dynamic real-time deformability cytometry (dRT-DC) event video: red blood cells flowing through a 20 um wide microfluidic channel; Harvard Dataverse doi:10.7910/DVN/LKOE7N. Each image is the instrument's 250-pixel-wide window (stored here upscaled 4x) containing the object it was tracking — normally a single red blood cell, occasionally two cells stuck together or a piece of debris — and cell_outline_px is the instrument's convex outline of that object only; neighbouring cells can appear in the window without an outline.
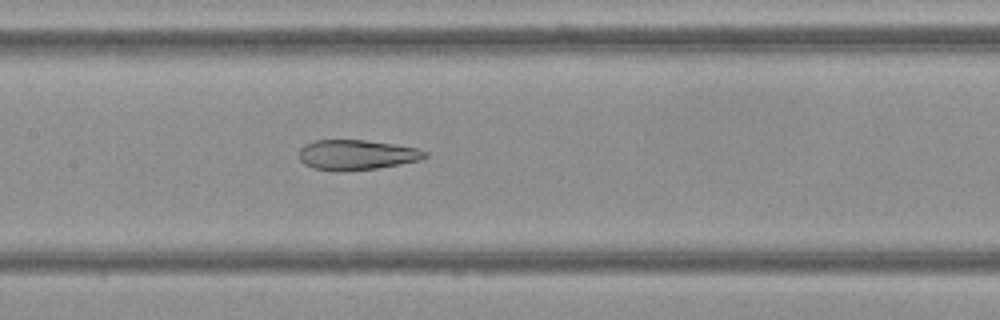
{"species": "Egyptian fruit bat (a non-hibernating species)", "species_latin": "Rousettus aegyptiacus", "temperature_condition": "cold", "stored_images_in_passage": 43, "camera_frame_rate_fps": 3000, "um_per_image_px": 0.085, "frame": {"image": 1, "passage_image": 15, "time_ms": 4.667, "image_size_px": [1000, 320], "cell_outline_px": [[428, 156], [420, 160], [400, 164], [376, 168], [336, 172], [312, 168], [304, 164], [300, 160], [300, 148], [304, 144], [316, 140], [368, 140], [420, 148], [428, 152]], "centroid_in_image_um": [30.33, 13.16], "position_along_channel_um": 177.1, "area_um2": 22.31}}
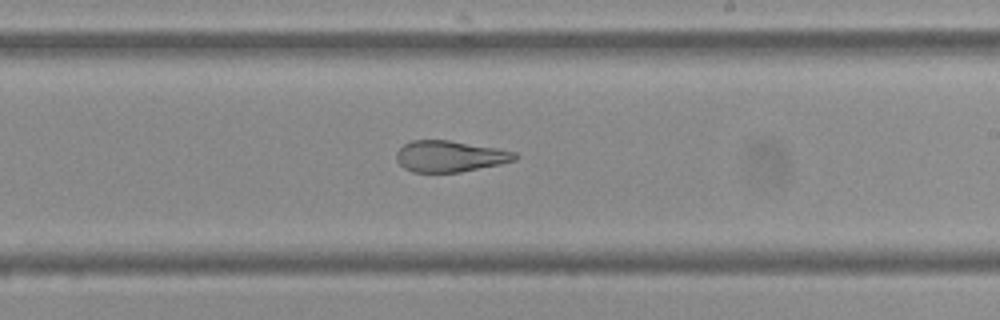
{"frame": {"image": 2, "passage_image": 21, "time_ms": 6.667, "image_size_px": [1000, 320], "cell_outline_px": [[520, 156], [516, 160], [500, 164], [460, 172], [412, 172], [404, 168], [396, 160], [396, 152], [404, 144], [412, 140], [448, 140], [496, 148], [516, 152]], "centroid_in_image_um": [38.24, 13.28], "position_along_channel_um": 250.8, "area_um2": 21.56}}
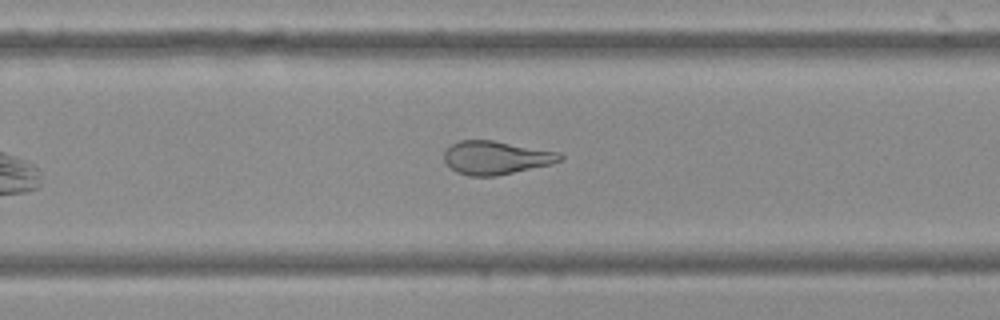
{"frame": {"image": 3, "passage_image": 24, "time_ms": 7.667, "image_size_px": [1000, 320], "cell_outline_px": [[564, 160], [552, 164], [496, 176], [472, 176], [456, 172], [444, 160], [444, 152], [452, 144], [460, 140], [492, 140], [560, 152], [564, 156]], "centroid_in_image_um": [42.2, 13.4], "position_along_channel_um": 287.6, "area_um2": 22.54}, "authors_computed_cell_mechanics": {"area_um2": 25.3164, "velocity_mm_per_s": 3.6932, "shape_relaxation_time_tau1_ms": null, "shape_relaxation_time_tau2_ms": 2.8619, "deformation_change_tau1": null, "deformation_change_tau2": 0.1056}}